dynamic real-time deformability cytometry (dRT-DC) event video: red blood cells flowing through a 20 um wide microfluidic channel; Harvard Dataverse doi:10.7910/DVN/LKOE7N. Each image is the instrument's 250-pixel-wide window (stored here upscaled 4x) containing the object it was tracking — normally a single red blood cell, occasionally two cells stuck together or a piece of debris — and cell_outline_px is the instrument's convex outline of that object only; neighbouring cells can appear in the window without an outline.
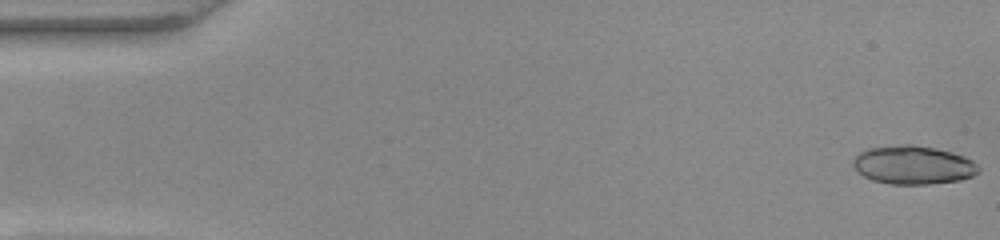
{"species": "common noctule bat (a hibernating species)", "species_latin": "Nyctalus noctula", "temperature_condition": "warm", "stored_images_in_passage": 50, "camera_frame_rate_fps": 3000, "um_per_image_px": 0.085, "animal": {"sex": "female", "body_mass_g": 22.0, "forearm_length_mm": 56.7}, "frame": {"image": 1, "passage_image": 1, "time_ms": 0.0, "image_size_px": [1000, 240], "cell_outline_px": [[980, 172], [972, 176], [960, 180], [928, 184], [888, 184], [872, 180], [856, 172], [852, 164], [852, 160], [860, 152], [868, 148], [904, 144], [912, 144], [936, 148], [952, 152], [964, 156], [972, 160], [980, 168]], "centroid_in_image_um": [77.61, 14.02], "position_along_channel_um": 7.4, "area_um2": 28.38}}
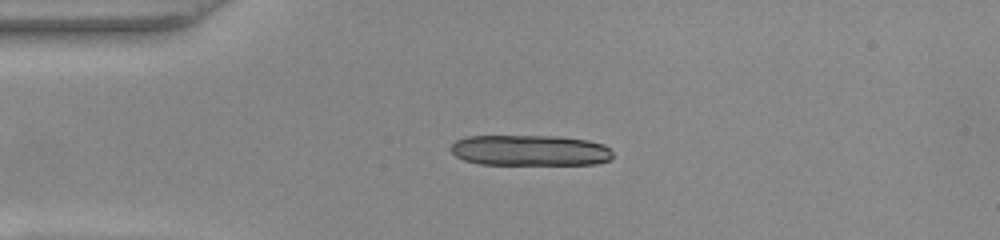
{"frame": {"image": 2, "passage_image": 12, "time_ms": 3.667, "image_size_px": [1000, 240], "cell_outline_px": [[612, 160], [596, 164], [480, 164], [464, 160], [456, 156], [448, 148], [456, 140], [468, 136], [560, 136], [588, 140], [604, 144], [612, 148]], "centroid_in_image_um": [45.09, 12.78], "position_along_channel_um": 39.9, "area_um2": 29.36}, "authors_computed_cell_mechanics": {"area_um2": 19.1896, "velocity_mm_per_s": 4.0749, "shape_relaxation_time_tau1_ms": 4.5718, "shape_relaxation_time_tau2_ms": 1.2176, "deformation_change_tau1": 0.2343, "deformation_change_tau2": 0.0587}}